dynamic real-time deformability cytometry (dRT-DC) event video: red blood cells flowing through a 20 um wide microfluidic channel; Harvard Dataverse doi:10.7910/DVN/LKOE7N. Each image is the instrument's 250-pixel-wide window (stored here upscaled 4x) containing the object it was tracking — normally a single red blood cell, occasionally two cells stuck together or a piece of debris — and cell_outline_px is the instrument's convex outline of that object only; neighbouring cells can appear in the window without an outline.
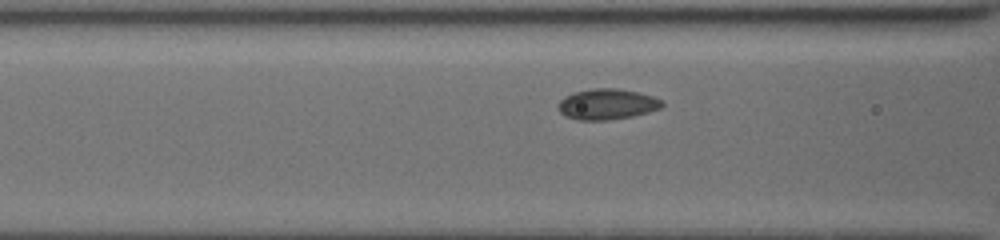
{"species": "common noctule bat (a hibernating species)", "species_latin": "Nyctalus noctula", "temperature_condition": "cold", "stored_images_in_passage": 9, "camera_frame_rate_fps": 3000, "um_per_image_px": 0.085, "animal": {"sex": "female", "body_mass_g": 19.5, "forearm_length_mm": 54.1}, "frame": {"image": 1, "passage_image": 7, "time_ms": 1.333, "image_size_px": [1000, 240], "cell_outline_px": [[664, 104], [660, 108], [648, 112], [632, 116], [608, 120], [580, 120], [564, 116], [560, 112], [560, 100], [564, 96], [572, 92], [592, 88], [616, 88], [636, 92], [652, 96], [660, 100]], "centroid_in_image_um": [51.57, 8.85], "position_along_channel_um": 115.0, "area_um2": 18.44}}